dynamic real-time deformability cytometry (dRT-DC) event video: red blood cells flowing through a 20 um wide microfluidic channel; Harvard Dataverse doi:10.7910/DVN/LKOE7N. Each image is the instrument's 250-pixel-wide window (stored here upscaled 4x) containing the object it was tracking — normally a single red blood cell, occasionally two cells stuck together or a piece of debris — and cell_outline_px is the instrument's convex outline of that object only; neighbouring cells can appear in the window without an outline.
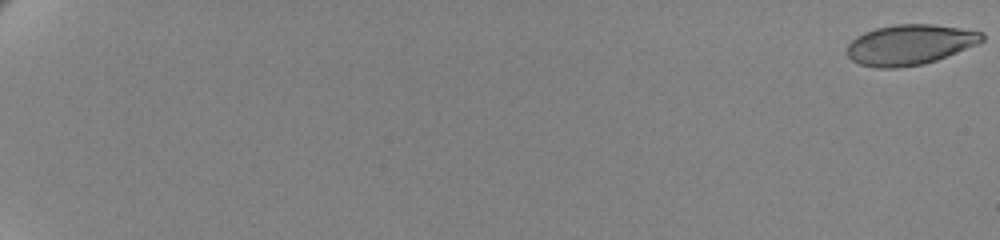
{"species": "human", "species_latin": "Homo sapiens", "temperature_condition": "cold", "stored_images_in_passage": 63, "camera_frame_rate_fps": 3000, "um_per_image_px": 0.085, "donor": {"sex": "female"}, "frame": {"image": 1, "passage_image": 1, "time_ms": 0.0, "image_size_px": [1000, 240], "cell_outline_px": [[984, 40], [976, 44], [936, 60], [924, 64], [896, 68], [876, 68], [860, 64], [852, 60], [844, 52], [848, 44], [856, 36], [864, 32], [876, 28], [896, 24], [932, 24], [960, 28], [984, 32]], "centroid_in_image_um": [77.29, 3.8], "position_along_channel_um": 7.7, "area_um2": 31.73}}
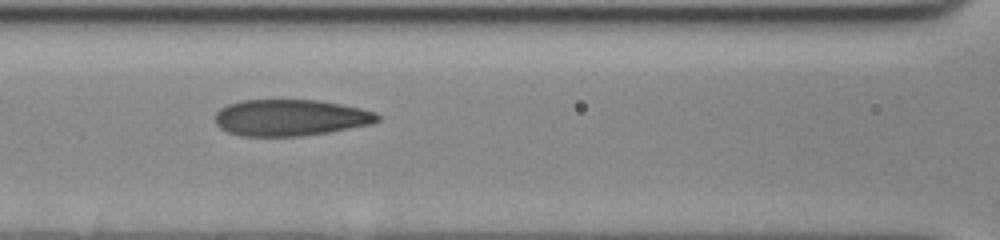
{"frame": {"image": 2, "passage_image": 33, "time_ms": 10.667, "image_size_px": [1000, 240], "cell_outline_px": [[380, 120], [372, 124], [328, 132], [300, 136], [240, 136], [228, 132], [220, 128], [216, 124], [216, 112], [220, 108], [228, 104], [240, 100], [320, 100], [360, 108], [376, 112], [380, 116]], "centroid_in_image_um": [24.68, 10.0], "position_along_channel_um": 141.9, "area_um2": 34.56}}
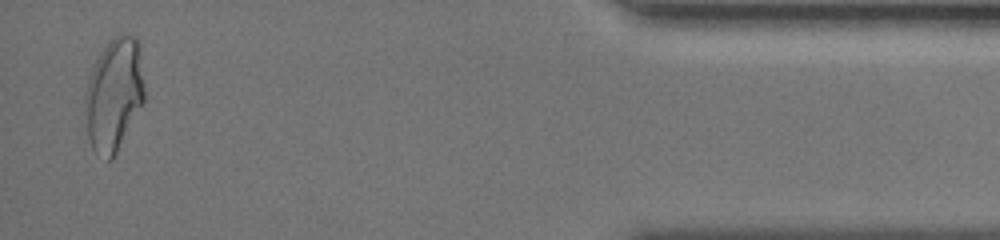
{"frame": {"image": 3, "passage_image": 62, "time_ms": 20.333, "image_size_px": [1000, 240], "cell_outline_px": [[144, 100], [112, 160], [108, 160], [92, 148], [88, 136], [84, 100], [84, 96], [88, 80], [92, 68], [100, 52], [108, 40], [124, 32], [136, 36], [140, 40], [144, 84]], "centroid_in_image_um": [9.7, 7.94], "position_along_channel_um": 425.5, "area_um2": 39.19}, "authors_computed_cell_mechanics": {"area_um2": 34.2754, "velocity_mm_per_s": 3.4709, "shape_relaxation_time_tau1_ms": 5.8908, "shape_relaxation_time_tau2_ms": 1.3593, "deformation_change_tau1": 0.1731, "deformation_change_tau2": 0.082}}